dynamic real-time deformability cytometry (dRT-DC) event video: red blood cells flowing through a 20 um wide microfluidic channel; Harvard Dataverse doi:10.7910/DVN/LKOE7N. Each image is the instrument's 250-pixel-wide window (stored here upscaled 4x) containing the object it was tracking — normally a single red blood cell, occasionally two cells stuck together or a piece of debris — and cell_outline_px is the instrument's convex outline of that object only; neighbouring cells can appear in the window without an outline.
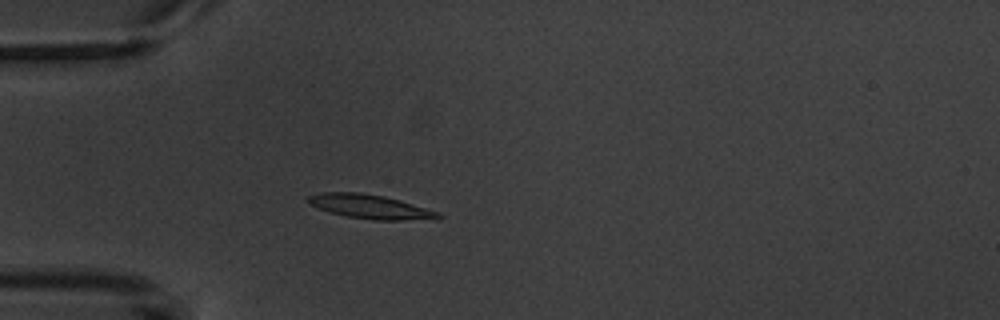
{"species": "common noctule bat (a hibernating species)", "species_latin": "Nyctalus noctula", "temperature_condition": "warm", "stored_images_in_passage": 4, "camera_frame_rate_fps": 3000, "um_per_image_px": 0.085, "animal": {"sex": "male", "body_mass_g": 20.1, "forearm_length_mm": 53.5}, "frame": {"image": 1, "passage_image": 4, "time_ms": 3.333, "image_size_px": [1000, 320], "cell_outline_px": [[444, 216], [404, 220], [372, 220], [348, 216], [328, 212], [308, 204], [304, 200], [308, 196], [324, 192], [360, 192], [384, 196], [400, 200], [440, 212]], "centroid_in_image_um": [31.37, 17.55], "position_along_channel_um": 53.6, "area_um2": 18.15}}